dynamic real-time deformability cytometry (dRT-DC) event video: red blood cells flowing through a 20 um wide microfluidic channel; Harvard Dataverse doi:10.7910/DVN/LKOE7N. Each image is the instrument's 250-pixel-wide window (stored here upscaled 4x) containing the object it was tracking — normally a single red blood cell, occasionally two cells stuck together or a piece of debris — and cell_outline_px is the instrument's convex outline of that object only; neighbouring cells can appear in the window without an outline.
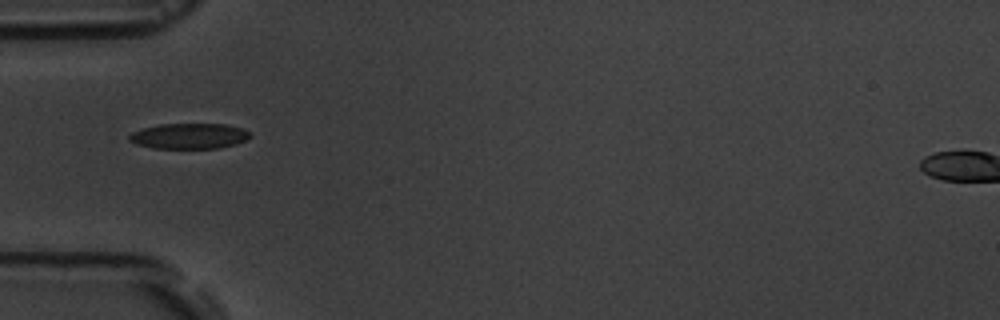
{"species": "common noctule bat (a hibernating species)", "species_latin": "Nyctalus noctula", "temperature_condition": "room temperature", "stored_images_in_passage": 2, "camera_frame_rate_fps": 3000, "um_per_image_px": 0.085, "animal": {"sex": "male", "body_mass_g": 19.5, "forearm_length_mm": 54.6}, "frame": {"image": 1, "passage_image": 1, "time_ms": 0.0, "image_size_px": [1000, 320], "cell_outline_px": [[252, 136], [248, 140], [236, 144], [220, 148], [152, 148], [136, 144], [128, 140], [128, 136], [132, 132], [144, 128], [160, 124], [224, 124], [240, 128], [248, 132]], "centroid_in_image_um": [16.08, 11.57], "position_along_channel_um": 68.9, "area_um2": 17.98}}
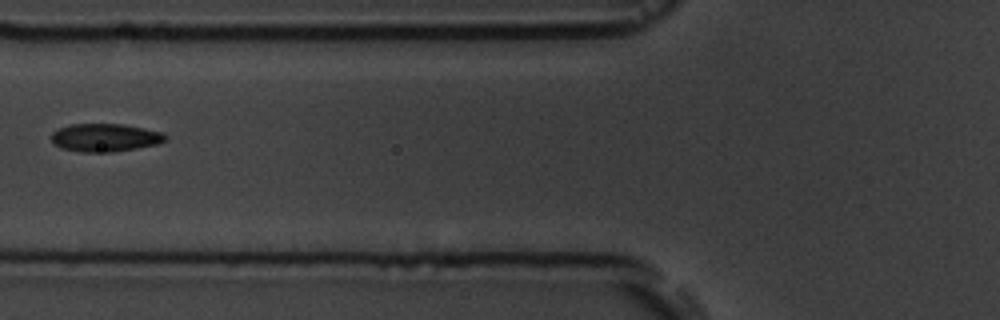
{"frame": {"image": 2, "passage_image": 2, "time_ms": 1.333, "image_size_px": [1000, 320], "cell_outline_px": [[168, 136], [164, 140], [156, 144], [136, 148], [112, 152], [80, 152], [60, 148], [52, 144], [52, 132], [60, 128], [72, 124], [124, 124], [164, 132]], "centroid_in_image_um": [8.92, 11.7], "position_along_channel_um": 116.9, "area_um2": 18.67}}